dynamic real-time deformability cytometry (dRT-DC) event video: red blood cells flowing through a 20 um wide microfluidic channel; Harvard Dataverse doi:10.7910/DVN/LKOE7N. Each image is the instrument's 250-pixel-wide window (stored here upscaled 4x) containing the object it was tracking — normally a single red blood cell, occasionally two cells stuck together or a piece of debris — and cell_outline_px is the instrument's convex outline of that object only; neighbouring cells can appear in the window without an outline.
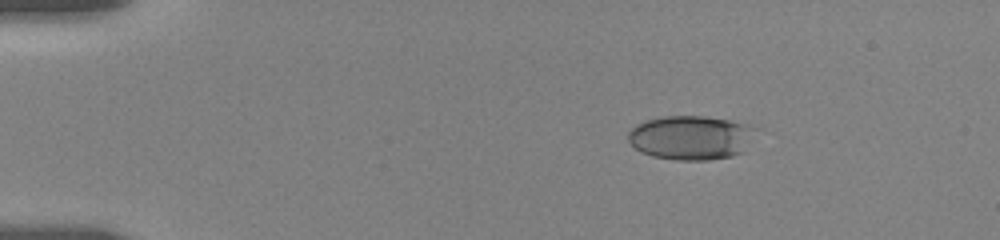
{"species": "human", "species_latin": "Homo sapiens", "temperature_condition": "room temperature", "stored_images_in_passage": 12, "camera_frame_rate_fps": 3000, "um_per_image_px": 0.085, "donor": {"sex": "female"}, "frame": {"image": 1, "passage_image": 1, "time_ms": 0.0, "image_size_px": [1000, 240], "cell_outline_px": [[760, 128], [744, 152], [732, 156], [708, 160], [676, 160], [652, 156], [640, 152], [628, 140], [628, 132], [636, 124], [648, 120], [664, 116], [704, 116], [728, 120], [748, 124]], "centroid_in_image_um": [58.78, 11.7], "position_along_channel_um": 26.2, "area_um2": 33.18}}
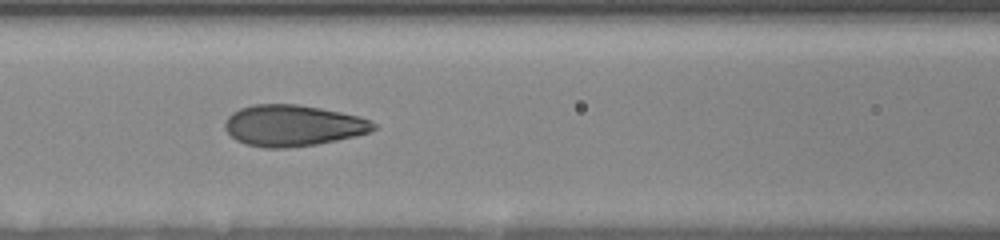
{"frame": {"image": 2, "passage_image": 9, "time_ms": 5.333, "image_size_px": [1000, 240], "cell_outline_px": [[380, 128], [356, 136], [316, 144], [288, 148], [264, 148], [244, 144], [236, 140], [224, 128], [224, 124], [228, 116], [232, 112], [240, 108], [252, 104], [296, 104], [320, 108], [360, 116], [376, 124]], "centroid_in_image_um": [24.89, 10.67], "position_along_channel_um": 141.7, "area_um2": 35.84}}
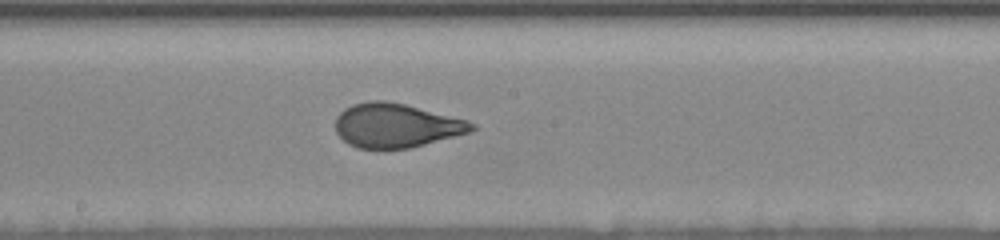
{"frame": {"image": 3, "passage_image": 12, "time_ms": 7.333, "image_size_px": [1000, 240], "cell_outline_px": [[476, 128], [468, 132], [424, 144], [408, 148], [356, 148], [348, 144], [336, 132], [336, 116], [344, 108], [352, 104], [368, 100], [384, 100], [404, 104], [468, 120], [476, 124]], "centroid_in_image_um": [33.63, 10.65], "position_along_channel_um": 214.6, "area_um2": 34.74}}